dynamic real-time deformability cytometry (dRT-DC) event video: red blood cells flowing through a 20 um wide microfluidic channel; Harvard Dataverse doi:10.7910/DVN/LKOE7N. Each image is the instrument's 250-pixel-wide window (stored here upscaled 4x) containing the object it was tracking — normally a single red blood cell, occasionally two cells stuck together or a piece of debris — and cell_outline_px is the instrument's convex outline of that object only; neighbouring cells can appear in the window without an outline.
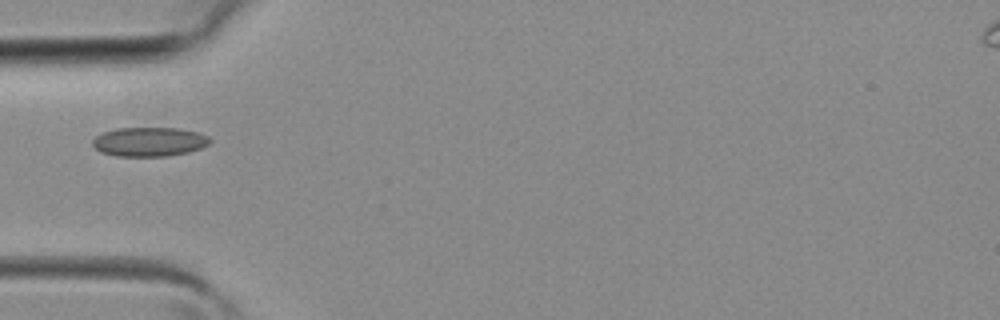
{"species": "common noctule bat (a hibernating species)", "species_latin": "Nyctalus noctula", "temperature_condition": "room temperature", "stored_images_in_passage": 28, "camera_frame_rate_fps": 3000, "um_per_image_px": 0.085, "animal": {"sex": "female", "body_mass_g": 19.3, "forearm_length_mm": 54.1}, "frame": {"image": 1, "passage_image": 1, "time_ms": 0.0, "image_size_px": [1000, 320], "cell_outline_px": [[212, 140], [208, 144], [200, 148], [188, 152], [168, 156], [116, 156], [100, 152], [92, 144], [92, 140], [96, 136], [104, 132], [116, 128], [180, 128], [200, 132], [208, 136]], "centroid_in_image_um": [12.7, 12.04], "position_along_channel_um": 72.3, "area_um2": 20.06}}
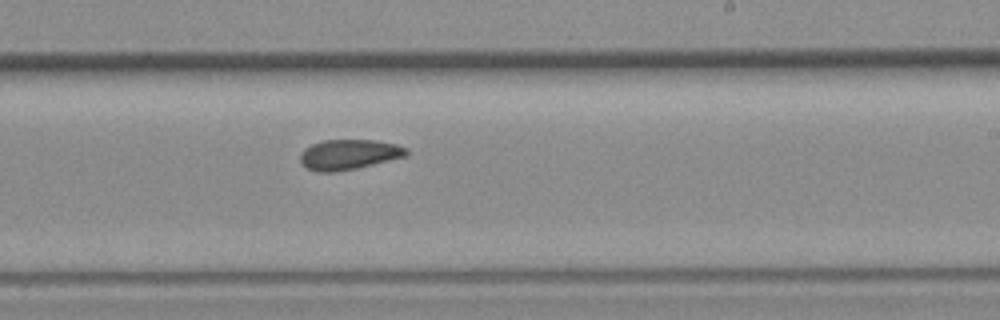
{"frame": {"image": 2, "passage_image": 12, "time_ms": 3.667, "image_size_px": [1000, 320], "cell_outline_px": [[408, 156], [356, 168], [336, 172], [316, 172], [308, 168], [300, 160], [300, 152], [304, 148], [312, 144], [324, 140], [376, 140], [396, 144], [408, 148]], "centroid_in_image_um": [29.67, 13.13], "position_along_channel_um": 259.3, "area_um2": 18.73}}
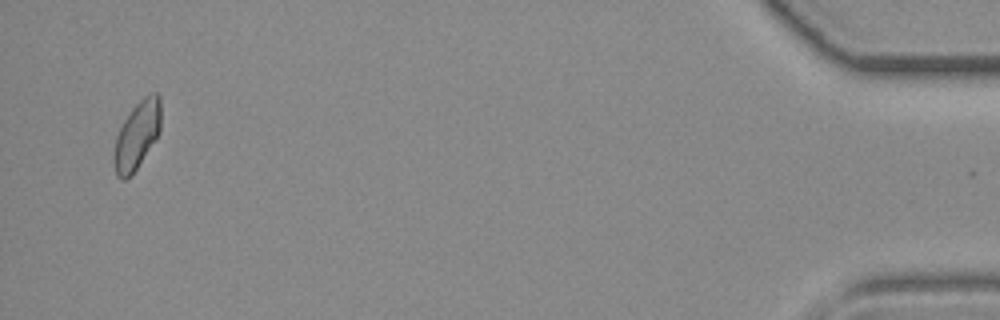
{"frame": {"image": 3, "passage_image": 27, "time_ms": 8.667, "image_size_px": [1000, 320], "cell_outline_px": [[160, 132], [132, 176], [124, 180], [120, 180], [116, 176], [112, 160], [112, 156], [116, 136], [124, 120], [132, 108], [144, 96], [152, 92], [156, 92], [160, 96]], "centroid_in_image_um": [11.61, 11.54], "position_along_channel_um": 423.6, "area_um2": 18.79}}